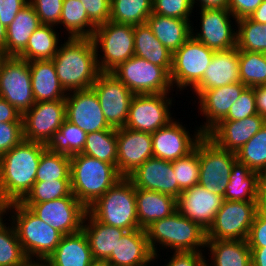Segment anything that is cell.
Returning a JSON list of instances; mask_svg holds the SVG:
<instances>
[{
    "instance_id": "b9f144b4",
    "label": "cell",
    "mask_w": 266,
    "mask_h": 266,
    "mask_svg": "<svg viewBox=\"0 0 266 266\" xmlns=\"http://www.w3.org/2000/svg\"><path fill=\"white\" fill-rule=\"evenodd\" d=\"M236 47L238 50L266 53V24L249 17L237 20Z\"/></svg>"
},
{
    "instance_id": "d590c367",
    "label": "cell",
    "mask_w": 266,
    "mask_h": 266,
    "mask_svg": "<svg viewBox=\"0 0 266 266\" xmlns=\"http://www.w3.org/2000/svg\"><path fill=\"white\" fill-rule=\"evenodd\" d=\"M53 25L41 24L29 38L26 48L17 56L28 62L52 60L59 48V33Z\"/></svg>"
},
{
    "instance_id": "be15d7a7",
    "label": "cell",
    "mask_w": 266,
    "mask_h": 266,
    "mask_svg": "<svg viewBox=\"0 0 266 266\" xmlns=\"http://www.w3.org/2000/svg\"><path fill=\"white\" fill-rule=\"evenodd\" d=\"M249 18L257 23L266 24V0L262 1Z\"/></svg>"
},
{
    "instance_id": "5bb4252c",
    "label": "cell",
    "mask_w": 266,
    "mask_h": 266,
    "mask_svg": "<svg viewBox=\"0 0 266 266\" xmlns=\"http://www.w3.org/2000/svg\"><path fill=\"white\" fill-rule=\"evenodd\" d=\"M91 89L96 93L108 124L125 127L134 94L111 72H101Z\"/></svg>"
},
{
    "instance_id": "7bdbcfd3",
    "label": "cell",
    "mask_w": 266,
    "mask_h": 266,
    "mask_svg": "<svg viewBox=\"0 0 266 266\" xmlns=\"http://www.w3.org/2000/svg\"><path fill=\"white\" fill-rule=\"evenodd\" d=\"M70 156L48 150L42 152L35 182L70 180Z\"/></svg>"
},
{
    "instance_id": "681fc988",
    "label": "cell",
    "mask_w": 266,
    "mask_h": 266,
    "mask_svg": "<svg viewBox=\"0 0 266 266\" xmlns=\"http://www.w3.org/2000/svg\"><path fill=\"white\" fill-rule=\"evenodd\" d=\"M256 114L254 87H246L221 121H238Z\"/></svg>"
},
{
    "instance_id": "8c879c8a",
    "label": "cell",
    "mask_w": 266,
    "mask_h": 266,
    "mask_svg": "<svg viewBox=\"0 0 266 266\" xmlns=\"http://www.w3.org/2000/svg\"><path fill=\"white\" fill-rule=\"evenodd\" d=\"M6 56L4 55V53L2 51H0V64L2 62V60L5 58Z\"/></svg>"
},
{
    "instance_id": "bcb514c9",
    "label": "cell",
    "mask_w": 266,
    "mask_h": 266,
    "mask_svg": "<svg viewBox=\"0 0 266 266\" xmlns=\"http://www.w3.org/2000/svg\"><path fill=\"white\" fill-rule=\"evenodd\" d=\"M172 166L178 183V196L183 190L197 185L200 176L199 142L191 153L173 161Z\"/></svg>"
},
{
    "instance_id": "9a60e30c",
    "label": "cell",
    "mask_w": 266,
    "mask_h": 266,
    "mask_svg": "<svg viewBox=\"0 0 266 266\" xmlns=\"http://www.w3.org/2000/svg\"><path fill=\"white\" fill-rule=\"evenodd\" d=\"M63 236L82 229L87 208L71 193L43 203H21Z\"/></svg>"
},
{
    "instance_id": "f907efd6",
    "label": "cell",
    "mask_w": 266,
    "mask_h": 266,
    "mask_svg": "<svg viewBox=\"0 0 266 266\" xmlns=\"http://www.w3.org/2000/svg\"><path fill=\"white\" fill-rule=\"evenodd\" d=\"M64 0H29L41 24L59 25Z\"/></svg>"
},
{
    "instance_id": "94428289",
    "label": "cell",
    "mask_w": 266,
    "mask_h": 266,
    "mask_svg": "<svg viewBox=\"0 0 266 266\" xmlns=\"http://www.w3.org/2000/svg\"><path fill=\"white\" fill-rule=\"evenodd\" d=\"M193 7L196 4L200 9H229V0H191Z\"/></svg>"
},
{
    "instance_id": "680465c9",
    "label": "cell",
    "mask_w": 266,
    "mask_h": 266,
    "mask_svg": "<svg viewBox=\"0 0 266 266\" xmlns=\"http://www.w3.org/2000/svg\"><path fill=\"white\" fill-rule=\"evenodd\" d=\"M22 114L0 97V122H23Z\"/></svg>"
},
{
    "instance_id": "4fadbf2b",
    "label": "cell",
    "mask_w": 266,
    "mask_h": 266,
    "mask_svg": "<svg viewBox=\"0 0 266 266\" xmlns=\"http://www.w3.org/2000/svg\"><path fill=\"white\" fill-rule=\"evenodd\" d=\"M168 94L134 95L130 103L125 127L136 131L154 133L166 126L174 119L170 112L172 98H169Z\"/></svg>"
},
{
    "instance_id": "60d3db41",
    "label": "cell",
    "mask_w": 266,
    "mask_h": 266,
    "mask_svg": "<svg viewBox=\"0 0 266 266\" xmlns=\"http://www.w3.org/2000/svg\"><path fill=\"white\" fill-rule=\"evenodd\" d=\"M239 77L247 87L266 85L265 54L239 50Z\"/></svg>"
},
{
    "instance_id": "f1b7e54d",
    "label": "cell",
    "mask_w": 266,
    "mask_h": 266,
    "mask_svg": "<svg viewBox=\"0 0 266 266\" xmlns=\"http://www.w3.org/2000/svg\"><path fill=\"white\" fill-rule=\"evenodd\" d=\"M139 228L145 229L152 222L172 215L176 210V198L144 189H135Z\"/></svg>"
},
{
    "instance_id": "f6af8a7d",
    "label": "cell",
    "mask_w": 266,
    "mask_h": 266,
    "mask_svg": "<svg viewBox=\"0 0 266 266\" xmlns=\"http://www.w3.org/2000/svg\"><path fill=\"white\" fill-rule=\"evenodd\" d=\"M10 224L3 222L0 225V266H21L27 257L13 224Z\"/></svg>"
},
{
    "instance_id": "816d5d0a",
    "label": "cell",
    "mask_w": 266,
    "mask_h": 266,
    "mask_svg": "<svg viewBox=\"0 0 266 266\" xmlns=\"http://www.w3.org/2000/svg\"><path fill=\"white\" fill-rule=\"evenodd\" d=\"M23 140V122H0V157Z\"/></svg>"
},
{
    "instance_id": "d4e9b609",
    "label": "cell",
    "mask_w": 266,
    "mask_h": 266,
    "mask_svg": "<svg viewBox=\"0 0 266 266\" xmlns=\"http://www.w3.org/2000/svg\"><path fill=\"white\" fill-rule=\"evenodd\" d=\"M155 260L145 229L138 228L119 239L106 262L113 266H150Z\"/></svg>"
},
{
    "instance_id": "ac0fdd59",
    "label": "cell",
    "mask_w": 266,
    "mask_h": 266,
    "mask_svg": "<svg viewBox=\"0 0 266 266\" xmlns=\"http://www.w3.org/2000/svg\"><path fill=\"white\" fill-rule=\"evenodd\" d=\"M174 120L175 118L166 126L151 133L153 157L173 162L191 153L204 136L199 128L193 135L190 134L179 120Z\"/></svg>"
},
{
    "instance_id": "9c48e42d",
    "label": "cell",
    "mask_w": 266,
    "mask_h": 266,
    "mask_svg": "<svg viewBox=\"0 0 266 266\" xmlns=\"http://www.w3.org/2000/svg\"><path fill=\"white\" fill-rule=\"evenodd\" d=\"M261 201L224 200L216 213L206 240H247Z\"/></svg>"
},
{
    "instance_id": "d6a6232c",
    "label": "cell",
    "mask_w": 266,
    "mask_h": 266,
    "mask_svg": "<svg viewBox=\"0 0 266 266\" xmlns=\"http://www.w3.org/2000/svg\"><path fill=\"white\" fill-rule=\"evenodd\" d=\"M40 25L37 13L28 3L7 27L6 56H18L26 48L29 38Z\"/></svg>"
},
{
    "instance_id": "d6986e66",
    "label": "cell",
    "mask_w": 266,
    "mask_h": 266,
    "mask_svg": "<svg viewBox=\"0 0 266 266\" xmlns=\"http://www.w3.org/2000/svg\"><path fill=\"white\" fill-rule=\"evenodd\" d=\"M65 103L66 120L87 134L113 129L105 119L97 95L91 88L67 93Z\"/></svg>"
},
{
    "instance_id": "cb8c5ba5",
    "label": "cell",
    "mask_w": 266,
    "mask_h": 266,
    "mask_svg": "<svg viewBox=\"0 0 266 266\" xmlns=\"http://www.w3.org/2000/svg\"><path fill=\"white\" fill-rule=\"evenodd\" d=\"M265 123L259 114L238 121H220L206 135L220 148L236 153Z\"/></svg>"
},
{
    "instance_id": "8fae6325",
    "label": "cell",
    "mask_w": 266,
    "mask_h": 266,
    "mask_svg": "<svg viewBox=\"0 0 266 266\" xmlns=\"http://www.w3.org/2000/svg\"><path fill=\"white\" fill-rule=\"evenodd\" d=\"M236 153L220 148L206 134L199 140L200 176L198 184L224 196Z\"/></svg>"
},
{
    "instance_id": "11a10c76",
    "label": "cell",
    "mask_w": 266,
    "mask_h": 266,
    "mask_svg": "<svg viewBox=\"0 0 266 266\" xmlns=\"http://www.w3.org/2000/svg\"><path fill=\"white\" fill-rule=\"evenodd\" d=\"M174 255L164 266H205L206 257L203 252L183 251L173 252Z\"/></svg>"
},
{
    "instance_id": "8992f818",
    "label": "cell",
    "mask_w": 266,
    "mask_h": 266,
    "mask_svg": "<svg viewBox=\"0 0 266 266\" xmlns=\"http://www.w3.org/2000/svg\"><path fill=\"white\" fill-rule=\"evenodd\" d=\"M87 211L99 222L132 231L139 228L135 186L122 177Z\"/></svg>"
},
{
    "instance_id": "9f6ffc18",
    "label": "cell",
    "mask_w": 266,
    "mask_h": 266,
    "mask_svg": "<svg viewBox=\"0 0 266 266\" xmlns=\"http://www.w3.org/2000/svg\"><path fill=\"white\" fill-rule=\"evenodd\" d=\"M28 3L29 0H0V23L7 28Z\"/></svg>"
},
{
    "instance_id": "c3c4849f",
    "label": "cell",
    "mask_w": 266,
    "mask_h": 266,
    "mask_svg": "<svg viewBox=\"0 0 266 266\" xmlns=\"http://www.w3.org/2000/svg\"><path fill=\"white\" fill-rule=\"evenodd\" d=\"M191 0H153L152 13L167 17L188 20L193 12Z\"/></svg>"
},
{
    "instance_id": "2644e50d",
    "label": "cell",
    "mask_w": 266,
    "mask_h": 266,
    "mask_svg": "<svg viewBox=\"0 0 266 266\" xmlns=\"http://www.w3.org/2000/svg\"><path fill=\"white\" fill-rule=\"evenodd\" d=\"M89 266H107V262L94 260Z\"/></svg>"
},
{
    "instance_id": "83f0119b",
    "label": "cell",
    "mask_w": 266,
    "mask_h": 266,
    "mask_svg": "<svg viewBox=\"0 0 266 266\" xmlns=\"http://www.w3.org/2000/svg\"><path fill=\"white\" fill-rule=\"evenodd\" d=\"M35 102L65 100L67 93L59 83L52 60L29 62Z\"/></svg>"
},
{
    "instance_id": "6f0895ef",
    "label": "cell",
    "mask_w": 266,
    "mask_h": 266,
    "mask_svg": "<svg viewBox=\"0 0 266 266\" xmlns=\"http://www.w3.org/2000/svg\"><path fill=\"white\" fill-rule=\"evenodd\" d=\"M263 0H229V10L239 20L249 17Z\"/></svg>"
},
{
    "instance_id": "e575fe53",
    "label": "cell",
    "mask_w": 266,
    "mask_h": 266,
    "mask_svg": "<svg viewBox=\"0 0 266 266\" xmlns=\"http://www.w3.org/2000/svg\"><path fill=\"white\" fill-rule=\"evenodd\" d=\"M205 247L211 252L205 266H252L247 240H206Z\"/></svg>"
},
{
    "instance_id": "74e56055",
    "label": "cell",
    "mask_w": 266,
    "mask_h": 266,
    "mask_svg": "<svg viewBox=\"0 0 266 266\" xmlns=\"http://www.w3.org/2000/svg\"><path fill=\"white\" fill-rule=\"evenodd\" d=\"M153 0H111L110 21L136 26L147 23Z\"/></svg>"
},
{
    "instance_id": "e0dca14e",
    "label": "cell",
    "mask_w": 266,
    "mask_h": 266,
    "mask_svg": "<svg viewBox=\"0 0 266 266\" xmlns=\"http://www.w3.org/2000/svg\"><path fill=\"white\" fill-rule=\"evenodd\" d=\"M200 31L191 27V35L214 51H226L236 47L237 29L231 22L233 16L229 9H200ZM232 25V26H231ZM201 32V33H200Z\"/></svg>"
},
{
    "instance_id": "1f68e13d",
    "label": "cell",
    "mask_w": 266,
    "mask_h": 266,
    "mask_svg": "<svg viewBox=\"0 0 266 266\" xmlns=\"http://www.w3.org/2000/svg\"><path fill=\"white\" fill-rule=\"evenodd\" d=\"M155 37L171 52L179 49L191 36V27L188 20L167 17L152 13L147 19Z\"/></svg>"
},
{
    "instance_id": "52a82bcc",
    "label": "cell",
    "mask_w": 266,
    "mask_h": 266,
    "mask_svg": "<svg viewBox=\"0 0 266 266\" xmlns=\"http://www.w3.org/2000/svg\"><path fill=\"white\" fill-rule=\"evenodd\" d=\"M91 38L100 72H111L134 56V26L108 21L98 25ZM99 49L103 55L98 54Z\"/></svg>"
},
{
    "instance_id": "ee69618b",
    "label": "cell",
    "mask_w": 266,
    "mask_h": 266,
    "mask_svg": "<svg viewBox=\"0 0 266 266\" xmlns=\"http://www.w3.org/2000/svg\"><path fill=\"white\" fill-rule=\"evenodd\" d=\"M236 158L253 172L266 167V123L238 152Z\"/></svg>"
},
{
    "instance_id": "2e32d148",
    "label": "cell",
    "mask_w": 266,
    "mask_h": 266,
    "mask_svg": "<svg viewBox=\"0 0 266 266\" xmlns=\"http://www.w3.org/2000/svg\"><path fill=\"white\" fill-rule=\"evenodd\" d=\"M22 119L24 140L47 144L66 120L65 100L35 102Z\"/></svg>"
},
{
    "instance_id": "4316f807",
    "label": "cell",
    "mask_w": 266,
    "mask_h": 266,
    "mask_svg": "<svg viewBox=\"0 0 266 266\" xmlns=\"http://www.w3.org/2000/svg\"><path fill=\"white\" fill-rule=\"evenodd\" d=\"M84 231L94 260L106 261L126 230L97 221L88 211L85 214Z\"/></svg>"
},
{
    "instance_id": "ba28073f",
    "label": "cell",
    "mask_w": 266,
    "mask_h": 266,
    "mask_svg": "<svg viewBox=\"0 0 266 266\" xmlns=\"http://www.w3.org/2000/svg\"><path fill=\"white\" fill-rule=\"evenodd\" d=\"M111 73L134 95L170 93L173 90L170 73L164 67L138 56L119 64Z\"/></svg>"
},
{
    "instance_id": "277c9868",
    "label": "cell",
    "mask_w": 266,
    "mask_h": 266,
    "mask_svg": "<svg viewBox=\"0 0 266 266\" xmlns=\"http://www.w3.org/2000/svg\"><path fill=\"white\" fill-rule=\"evenodd\" d=\"M145 232L156 259L159 257L157 249L160 246L174 252H204L201 249L206 246V231L177 210L168 217L152 222L145 228Z\"/></svg>"
},
{
    "instance_id": "89a4df30",
    "label": "cell",
    "mask_w": 266,
    "mask_h": 266,
    "mask_svg": "<svg viewBox=\"0 0 266 266\" xmlns=\"http://www.w3.org/2000/svg\"><path fill=\"white\" fill-rule=\"evenodd\" d=\"M260 193H261L260 207L264 212H266V190H260Z\"/></svg>"
},
{
    "instance_id": "484cf974",
    "label": "cell",
    "mask_w": 266,
    "mask_h": 266,
    "mask_svg": "<svg viewBox=\"0 0 266 266\" xmlns=\"http://www.w3.org/2000/svg\"><path fill=\"white\" fill-rule=\"evenodd\" d=\"M240 82L239 50L215 51L202 80L193 90H209Z\"/></svg>"
},
{
    "instance_id": "e7e4bbea",
    "label": "cell",
    "mask_w": 266,
    "mask_h": 266,
    "mask_svg": "<svg viewBox=\"0 0 266 266\" xmlns=\"http://www.w3.org/2000/svg\"><path fill=\"white\" fill-rule=\"evenodd\" d=\"M21 266H53L48 259L27 258Z\"/></svg>"
},
{
    "instance_id": "7402d4cb",
    "label": "cell",
    "mask_w": 266,
    "mask_h": 266,
    "mask_svg": "<svg viewBox=\"0 0 266 266\" xmlns=\"http://www.w3.org/2000/svg\"><path fill=\"white\" fill-rule=\"evenodd\" d=\"M246 87L242 82H237L209 90H193L199 100V110L206 118L204 125L202 123L198 128L207 134L228 114Z\"/></svg>"
},
{
    "instance_id": "7dc6e473",
    "label": "cell",
    "mask_w": 266,
    "mask_h": 266,
    "mask_svg": "<svg viewBox=\"0 0 266 266\" xmlns=\"http://www.w3.org/2000/svg\"><path fill=\"white\" fill-rule=\"evenodd\" d=\"M72 193L70 180H47L35 182L31 190L20 201V203H43Z\"/></svg>"
},
{
    "instance_id": "3957f363",
    "label": "cell",
    "mask_w": 266,
    "mask_h": 266,
    "mask_svg": "<svg viewBox=\"0 0 266 266\" xmlns=\"http://www.w3.org/2000/svg\"><path fill=\"white\" fill-rule=\"evenodd\" d=\"M70 167L72 194L87 209L122 178L114 164L82 153L70 157Z\"/></svg>"
},
{
    "instance_id": "ab89813d",
    "label": "cell",
    "mask_w": 266,
    "mask_h": 266,
    "mask_svg": "<svg viewBox=\"0 0 266 266\" xmlns=\"http://www.w3.org/2000/svg\"><path fill=\"white\" fill-rule=\"evenodd\" d=\"M87 133L78 126L65 120L46 144V148L53 152L73 156L81 153L86 142Z\"/></svg>"
},
{
    "instance_id": "f35d334b",
    "label": "cell",
    "mask_w": 266,
    "mask_h": 266,
    "mask_svg": "<svg viewBox=\"0 0 266 266\" xmlns=\"http://www.w3.org/2000/svg\"><path fill=\"white\" fill-rule=\"evenodd\" d=\"M81 153L114 164L117 169V129L88 133Z\"/></svg>"
},
{
    "instance_id": "6da1fadb",
    "label": "cell",
    "mask_w": 266,
    "mask_h": 266,
    "mask_svg": "<svg viewBox=\"0 0 266 266\" xmlns=\"http://www.w3.org/2000/svg\"><path fill=\"white\" fill-rule=\"evenodd\" d=\"M92 38H69L52 58L56 74L66 93L90 89L101 73Z\"/></svg>"
},
{
    "instance_id": "f546056e",
    "label": "cell",
    "mask_w": 266,
    "mask_h": 266,
    "mask_svg": "<svg viewBox=\"0 0 266 266\" xmlns=\"http://www.w3.org/2000/svg\"><path fill=\"white\" fill-rule=\"evenodd\" d=\"M47 259L53 266H89L94 261L82 229L62 236L58 246Z\"/></svg>"
},
{
    "instance_id": "003e7915",
    "label": "cell",
    "mask_w": 266,
    "mask_h": 266,
    "mask_svg": "<svg viewBox=\"0 0 266 266\" xmlns=\"http://www.w3.org/2000/svg\"><path fill=\"white\" fill-rule=\"evenodd\" d=\"M7 28L0 23V51L6 56Z\"/></svg>"
},
{
    "instance_id": "30bf717a",
    "label": "cell",
    "mask_w": 266,
    "mask_h": 266,
    "mask_svg": "<svg viewBox=\"0 0 266 266\" xmlns=\"http://www.w3.org/2000/svg\"><path fill=\"white\" fill-rule=\"evenodd\" d=\"M215 51L196 40L192 35L173 53L170 79L180 91L194 88L208 68Z\"/></svg>"
},
{
    "instance_id": "5b68a950",
    "label": "cell",
    "mask_w": 266,
    "mask_h": 266,
    "mask_svg": "<svg viewBox=\"0 0 266 266\" xmlns=\"http://www.w3.org/2000/svg\"><path fill=\"white\" fill-rule=\"evenodd\" d=\"M9 211L12 214L9 221L16 230L26 257L47 259L63 235L20 202L10 203Z\"/></svg>"
},
{
    "instance_id": "44dd1931",
    "label": "cell",
    "mask_w": 266,
    "mask_h": 266,
    "mask_svg": "<svg viewBox=\"0 0 266 266\" xmlns=\"http://www.w3.org/2000/svg\"><path fill=\"white\" fill-rule=\"evenodd\" d=\"M151 157V133L126 127L117 129V171L122 177H127Z\"/></svg>"
},
{
    "instance_id": "836d02e7",
    "label": "cell",
    "mask_w": 266,
    "mask_h": 266,
    "mask_svg": "<svg viewBox=\"0 0 266 266\" xmlns=\"http://www.w3.org/2000/svg\"><path fill=\"white\" fill-rule=\"evenodd\" d=\"M134 56L171 71L173 53L155 37L147 23L134 26Z\"/></svg>"
},
{
    "instance_id": "db71d44e",
    "label": "cell",
    "mask_w": 266,
    "mask_h": 266,
    "mask_svg": "<svg viewBox=\"0 0 266 266\" xmlns=\"http://www.w3.org/2000/svg\"><path fill=\"white\" fill-rule=\"evenodd\" d=\"M249 247H265L266 246V212L260 209L250 227L247 237Z\"/></svg>"
},
{
    "instance_id": "7c38bea8",
    "label": "cell",
    "mask_w": 266,
    "mask_h": 266,
    "mask_svg": "<svg viewBox=\"0 0 266 266\" xmlns=\"http://www.w3.org/2000/svg\"><path fill=\"white\" fill-rule=\"evenodd\" d=\"M0 97L14 106L22 115L35 104L28 61L17 56H6L2 60Z\"/></svg>"
},
{
    "instance_id": "91938a15",
    "label": "cell",
    "mask_w": 266,
    "mask_h": 266,
    "mask_svg": "<svg viewBox=\"0 0 266 266\" xmlns=\"http://www.w3.org/2000/svg\"><path fill=\"white\" fill-rule=\"evenodd\" d=\"M257 114L266 119V85L254 87Z\"/></svg>"
},
{
    "instance_id": "a7ac6f4b",
    "label": "cell",
    "mask_w": 266,
    "mask_h": 266,
    "mask_svg": "<svg viewBox=\"0 0 266 266\" xmlns=\"http://www.w3.org/2000/svg\"><path fill=\"white\" fill-rule=\"evenodd\" d=\"M260 190H266V167L259 173Z\"/></svg>"
},
{
    "instance_id": "4dcf8cb0",
    "label": "cell",
    "mask_w": 266,
    "mask_h": 266,
    "mask_svg": "<svg viewBox=\"0 0 266 266\" xmlns=\"http://www.w3.org/2000/svg\"><path fill=\"white\" fill-rule=\"evenodd\" d=\"M229 201H261L259 172L236 160L223 196Z\"/></svg>"
},
{
    "instance_id": "6125c7cd",
    "label": "cell",
    "mask_w": 266,
    "mask_h": 266,
    "mask_svg": "<svg viewBox=\"0 0 266 266\" xmlns=\"http://www.w3.org/2000/svg\"><path fill=\"white\" fill-rule=\"evenodd\" d=\"M249 248L251 250L252 266H266V246Z\"/></svg>"
},
{
    "instance_id": "f5cc1de1",
    "label": "cell",
    "mask_w": 266,
    "mask_h": 266,
    "mask_svg": "<svg viewBox=\"0 0 266 266\" xmlns=\"http://www.w3.org/2000/svg\"><path fill=\"white\" fill-rule=\"evenodd\" d=\"M89 19L96 25L110 21L111 0H80Z\"/></svg>"
},
{
    "instance_id": "603a6c76",
    "label": "cell",
    "mask_w": 266,
    "mask_h": 266,
    "mask_svg": "<svg viewBox=\"0 0 266 266\" xmlns=\"http://www.w3.org/2000/svg\"><path fill=\"white\" fill-rule=\"evenodd\" d=\"M127 178L135 189L157 191L178 197V183L172 162L151 157L136 168Z\"/></svg>"
},
{
    "instance_id": "03108f58",
    "label": "cell",
    "mask_w": 266,
    "mask_h": 266,
    "mask_svg": "<svg viewBox=\"0 0 266 266\" xmlns=\"http://www.w3.org/2000/svg\"><path fill=\"white\" fill-rule=\"evenodd\" d=\"M9 206L10 202L0 192V225L4 222L3 216H5V213L8 214L7 212H9Z\"/></svg>"
},
{
    "instance_id": "7a4b0ae2",
    "label": "cell",
    "mask_w": 266,
    "mask_h": 266,
    "mask_svg": "<svg viewBox=\"0 0 266 266\" xmlns=\"http://www.w3.org/2000/svg\"><path fill=\"white\" fill-rule=\"evenodd\" d=\"M46 144L23 140L0 157V192L10 202H20L35 183Z\"/></svg>"
},
{
    "instance_id": "ffe728a7",
    "label": "cell",
    "mask_w": 266,
    "mask_h": 266,
    "mask_svg": "<svg viewBox=\"0 0 266 266\" xmlns=\"http://www.w3.org/2000/svg\"><path fill=\"white\" fill-rule=\"evenodd\" d=\"M222 196L209 192L197 184L185 189L176 198L177 211L197 223L206 232L212 226L217 211L222 206Z\"/></svg>"
},
{
    "instance_id": "8d00e7d4",
    "label": "cell",
    "mask_w": 266,
    "mask_h": 266,
    "mask_svg": "<svg viewBox=\"0 0 266 266\" xmlns=\"http://www.w3.org/2000/svg\"><path fill=\"white\" fill-rule=\"evenodd\" d=\"M63 25L69 38H91L96 25L89 19L80 0H64L59 26Z\"/></svg>"
}]
</instances>
